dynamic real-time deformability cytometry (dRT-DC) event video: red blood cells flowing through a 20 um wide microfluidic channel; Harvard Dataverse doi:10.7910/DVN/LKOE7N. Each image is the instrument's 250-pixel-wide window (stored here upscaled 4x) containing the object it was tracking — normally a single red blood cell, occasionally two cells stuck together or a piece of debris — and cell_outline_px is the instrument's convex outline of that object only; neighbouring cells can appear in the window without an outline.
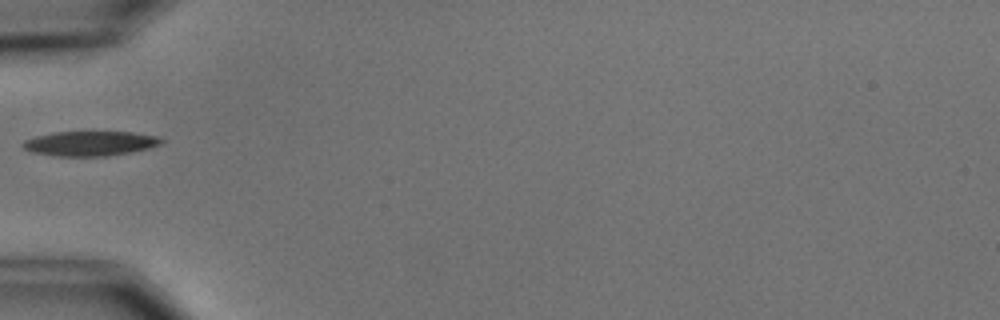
{"species": "common noctule bat (a hibernating species)", "species_latin": "Nyctalus noctula", "temperature_condition": "cold", "stored_images_in_passage": 2, "camera_frame_rate_fps": 3000, "um_per_image_px": 0.085, "animal": {"sex": "male", "body_mass_g": 15.6}, "frame": {"image": 1, "passage_image": 1, "time_ms": 0.0, "image_size_px": [1000, 320], "cell_outline_px": [[164, 140], [160, 144], [148, 148], [128, 152], [104, 156], [56, 156], [32, 152], [24, 148], [20, 144], [24, 140], [36, 136], [56, 132], [132, 132], [156, 136]], "centroid_in_image_um": [7.61, 12.19], "position_along_channel_um": 77.4, "area_um2": 19.71}}